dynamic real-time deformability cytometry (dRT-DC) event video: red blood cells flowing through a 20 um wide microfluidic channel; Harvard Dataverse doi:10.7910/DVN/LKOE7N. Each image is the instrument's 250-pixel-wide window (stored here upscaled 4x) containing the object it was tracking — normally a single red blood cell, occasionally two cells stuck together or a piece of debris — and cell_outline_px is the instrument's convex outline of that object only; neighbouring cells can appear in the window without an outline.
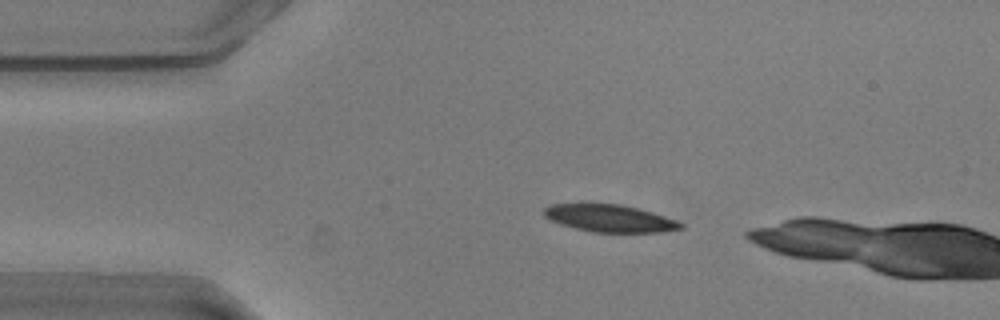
{"species": "common noctule bat (a hibernating species)", "species_latin": "Nyctalus noctula", "temperature_condition": "warm", "stored_images_in_passage": 9, "camera_frame_rate_fps": 3000, "um_per_image_px": 0.085, "animal": {"sex": "male", "body_mass_g": 20.5, "forearm_length_mm": 52.5}, "frame": {"image": 1, "passage_image": 6, "time_ms": 1.667, "image_size_px": [1000, 320], "cell_outline_px": [[684, 228], [664, 232], [592, 232], [560, 224], [544, 216], [544, 208], [552, 204], [620, 204], [640, 208], [676, 220], [684, 224]], "centroid_in_image_um": [51.87, 18.56], "position_along_channel_um": 33.1, "area_um2": 21.68}}